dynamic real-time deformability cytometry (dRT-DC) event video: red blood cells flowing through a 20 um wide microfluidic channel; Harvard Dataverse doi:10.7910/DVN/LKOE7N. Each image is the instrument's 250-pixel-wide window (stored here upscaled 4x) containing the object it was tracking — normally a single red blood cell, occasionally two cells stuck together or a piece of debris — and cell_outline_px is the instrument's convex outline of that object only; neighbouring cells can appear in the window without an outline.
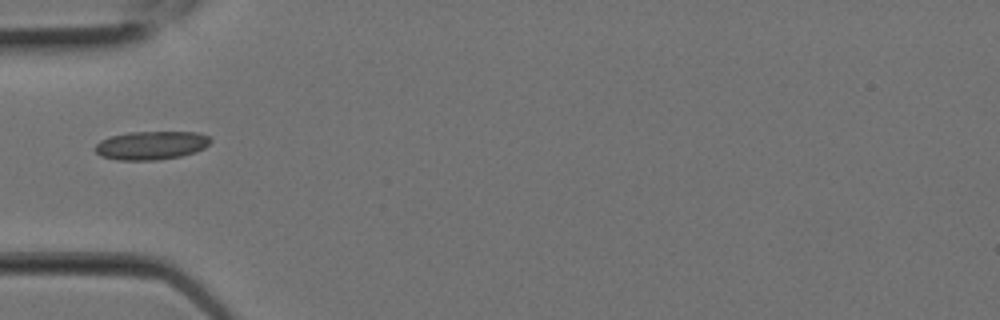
{"species": "Egyptian fruit bat (a non-hibernating species)", "species_latin": "Rousettus aegyptiacus", "temperature_condition": "room temperature", "stored_images_in_passage": 2, "camera_frame_rate_fps": 3000, "um_per_image_px": 0.085, "animal": {"sex": "female"}, "frame": {"image": 1, "passage_image": 1, "time_ms": 0.0, "image_size_px": [1000, 320], "cell_outline_px": [[212, 140], [204, 148], [196, 152], [180, 156], [156, 160], [116, 160], [100, 156], [92, 148], [100, 140], [108, 136], [128, 132], [200, 132], [212, 136]], "centroid_in_image_um": [12.84, 12.35], "position_along_channel_um": 72.2, "area_um2": 19.54}}